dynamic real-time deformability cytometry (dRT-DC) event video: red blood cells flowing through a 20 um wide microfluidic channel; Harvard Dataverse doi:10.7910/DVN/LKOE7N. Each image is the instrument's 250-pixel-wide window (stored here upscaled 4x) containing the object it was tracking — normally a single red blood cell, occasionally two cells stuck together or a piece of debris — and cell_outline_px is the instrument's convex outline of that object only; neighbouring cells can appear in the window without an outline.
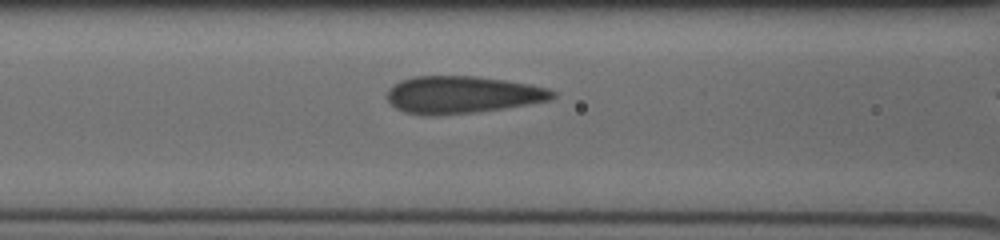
{"species": "human", "species_latin": "Homo sapiens", "temperature_condition": "cold", "stored_images_in_passage": 10, "camera_frame_rate_fps": 3000, "um_per_image_px": 0.085, "donor": {"sex": "male"}, "frame": {"image": 1, "passage_image": 6, "time_ms": 3.333, "image_size_px": [1000, 240], "cell_outline_px": [[556, 96], [552, 100], [504, 108], [476, 112], [436, 116], [424, 116], [404, 112], [396, 108], [388, 100], [388, 88], [400, 80], [416, 76], [476, 76], [504, 80], [528, 84], [548, 88], [556, 92]], "centroid_in_image_um": [39.29, 8.06], "position_along_channel_um": 127.3, "area_um2": 36.13}}
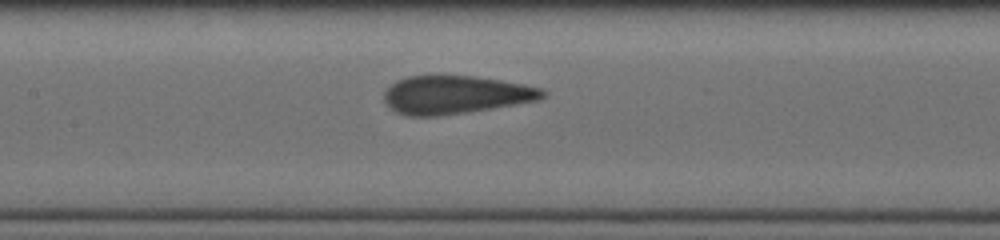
{"frame": {"image": 2, "passage_image": 9, "time_ms": 4.333, "image_size_px": [1000, 240], "cell_outline_px": [[548, 92], [540, 100], [468, 112], [436, 116], [408, 116], [396, 112], [384, 100], [384, 92], [396, 80], [408, 76], [436, 72], [476, 76], [524, 84], [540, 88]], "centroid_in_image_um": [38.7, 8.01], "position_along_channel_um": 168.7, "area_um2": 36.13}}